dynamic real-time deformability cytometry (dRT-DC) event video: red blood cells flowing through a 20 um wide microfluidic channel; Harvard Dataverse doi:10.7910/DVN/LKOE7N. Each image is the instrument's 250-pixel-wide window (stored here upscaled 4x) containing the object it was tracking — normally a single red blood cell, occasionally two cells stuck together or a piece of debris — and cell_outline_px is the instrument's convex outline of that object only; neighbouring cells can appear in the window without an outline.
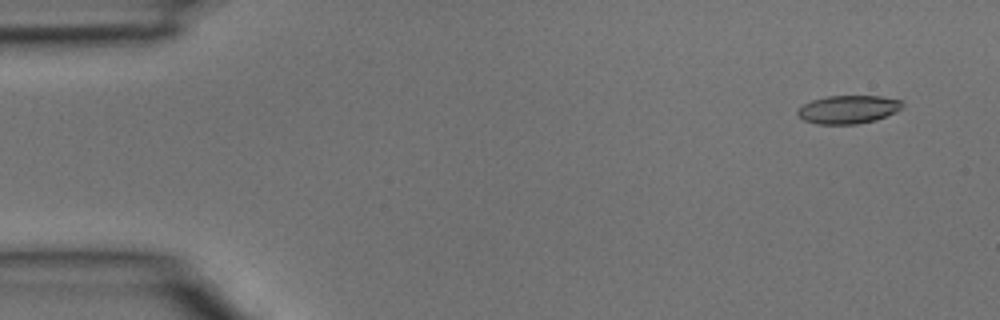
{"species": "common noctule bat (a hibernating species)", "species_latin": "Nyctalus noctula", "temperature_condition": "room temperature", "stored_images_in_passage": 4, "camera_frame_rate_fps": 3000, "um_per_image_px": 0.085, "animal": {"sex": "male", "body_mass_g": 15.6}, "frame": {"image": 1, "passage_image": 1, "time_ms": 0.0, "image_size_px": [1000, 320], "cell_outline_px": [[904, 104], [896, 112], [876, 120], [856, 124], [816, 124], [804, 120], [796, 112], [804, 104], [812, 100], [828, 96], [880, 96], [900, 100]], "centroid_in_image_um": [72.1, 9.3], "position_along_channel_um": 12.9, "area_um2": 17.11}}
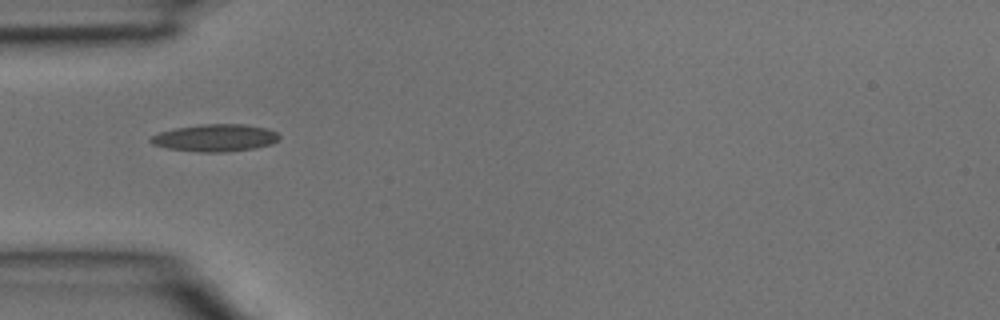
{"frame": {"image": 2, "passage_image": 4, "time_ms": 1.0, "image_size_px": [1000, 320], "cell_outline_px": [[280, 136], [272, 144], [256, 148], [228, 152], [196, 152], [168, 148], [152, 144], [148, 140], [152, 136], [160, 132], [176, 128], [200, 124], [244, 124], [268, 128], [276, 132]], "centroid_in_image_um": [18.3, 11.72], "position_along_channel_um": 66.7, "area_um2": 20.52}}